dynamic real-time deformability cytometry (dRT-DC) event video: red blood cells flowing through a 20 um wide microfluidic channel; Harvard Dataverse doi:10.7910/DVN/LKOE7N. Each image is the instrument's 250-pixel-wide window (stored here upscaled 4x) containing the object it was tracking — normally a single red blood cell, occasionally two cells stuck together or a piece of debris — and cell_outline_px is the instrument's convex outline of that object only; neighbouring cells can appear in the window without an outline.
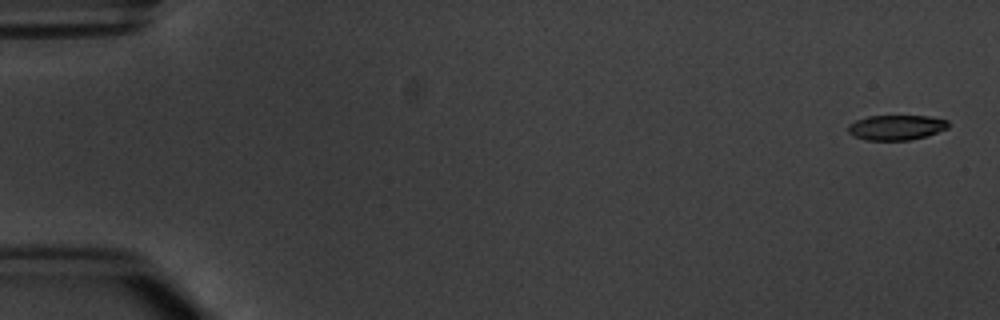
{"species": "common noctule bat (a hibernating species)", "species_latin": "Nyctalus noctula", "temperature_condition": "warm", "stored_images_in_passage": 6, "camera_frame_rate_fps": 3000, "um_per_image_px": 0.085, "animal": {"sex": "male", "body_mass_g": 20.1, "forearm_length_mm": 53.5}, "frame": {"image": 1, "passage_image": 1, "time_ms": 0.0, "image_size_px": [1000, 320], "cell_outline_px": [[948, 128], [924, 136], [908, 140], [864, 140], [852, 136], [848, 132], [848, 124], [856, 120], [868, 116], [928, 116], [948, 120]], "centroid_in_image_um": [76.13, 10.83], "position_along_channel_um": 8.9, "area_um2": 14.57}}
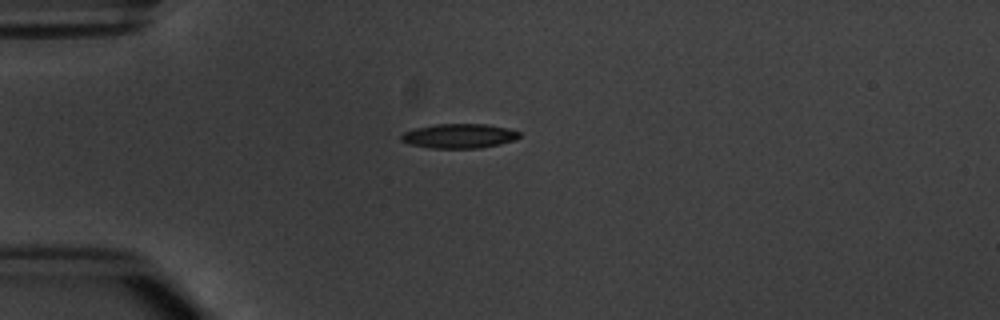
{"frame": {"image": 2, "passage_image": 4, "time_ms": 4.333, "image_size_px": [1000, 320], "cell_outline_px": [[520, 136], [516, 140], [500, 144], [480, 148], [432, 148], [408, 144], [400, 140], [400, 136], [404, 132], [416, 128], [436, 124], [484, 124], [508, 128], [520, 132]], "centroid_in_image_um": [39.03, 11.56], "position_along_channel_um": 46.0, "area_um2": 16.88}}